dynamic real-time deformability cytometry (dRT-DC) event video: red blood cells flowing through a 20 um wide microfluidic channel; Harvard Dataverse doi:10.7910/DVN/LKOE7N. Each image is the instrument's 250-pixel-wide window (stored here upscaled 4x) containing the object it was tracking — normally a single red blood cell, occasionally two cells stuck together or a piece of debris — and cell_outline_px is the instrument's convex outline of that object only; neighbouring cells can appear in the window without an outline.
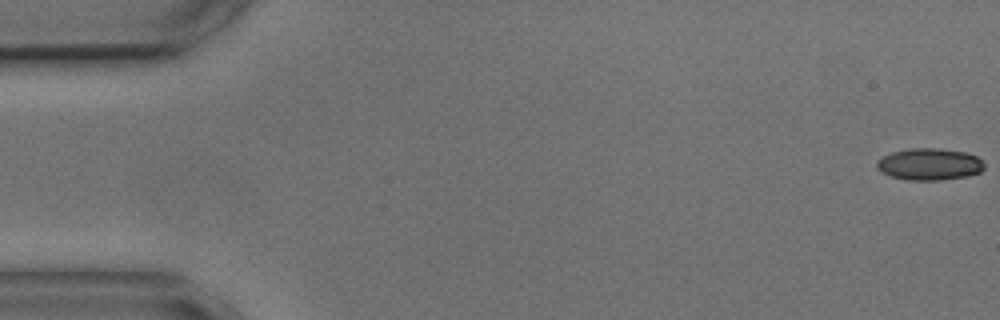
{"species": "common noctule bat (a hibernating species)", "species_latin": "Nyctalus noctula", "temperature_condition": "cold", "stored_images_in_passage": 13, "camera_frame_rate_fps": 3000, "um_per_image_px": 0.085, "animal": {"sex": "male", "body_mass_g": 17.9, "forearm_length_mm": 54.2}, "frame": {"image": 1, "passage_image": 1, "time_ms": 0.0, "image_size_px": [1000, 320], "cell_outline_px": [[984, 168], [980, 172], [968, 176], [940, 180], [908, 180], [892, 176], [880, 172], [876, 168], [876, 164], [884, 156], [892, 152], [912, 148], [940, 148], [964, 152], [976, 156], [984, 164]], "centroid_in_image_um": [79.01, 13.96], "position_along_channel_um": 6.0, "area_um2": 19.83}}
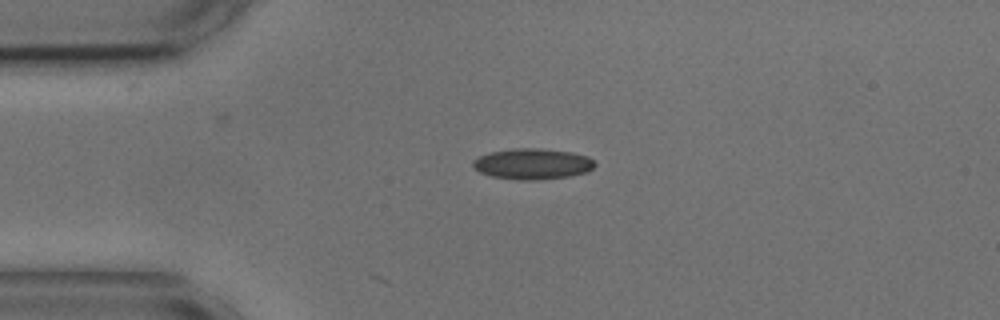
{"frame": {"image": 2, "passage_image": 13, "time_ms": 4.0, "image_size_px": [1000, 320], "cell_outline_px": [[596, 164], [588, 172], [572, 176], [540, 180], [520, 180], [492, 176], [480, 172], [472, 164], [472, 160], [488, 152], [512, 148], [540, 148], [572, 152], [588, 156]], "centroid_in_image_um": [45.28, 13.93], "position_along_channel_um": 39.7, "area_um2": 22.08}}